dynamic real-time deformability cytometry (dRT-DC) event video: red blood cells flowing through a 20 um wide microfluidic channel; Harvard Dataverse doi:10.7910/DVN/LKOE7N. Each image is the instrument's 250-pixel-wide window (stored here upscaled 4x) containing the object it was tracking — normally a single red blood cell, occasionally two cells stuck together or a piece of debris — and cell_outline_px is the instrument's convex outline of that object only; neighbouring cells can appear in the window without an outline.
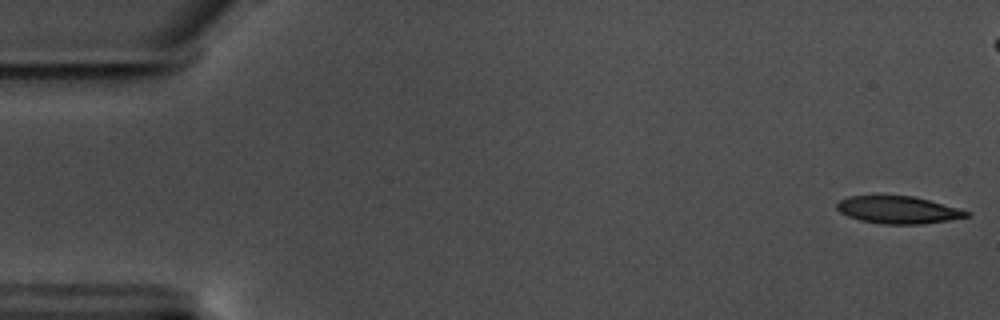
{"species": "common noctule bat (a hibernating species)", "species_latin": "Nyctalus noctula", "temperature_condition": "warm", "stored_images_in_passage": 51, "camera_frame_rate_fps": 3000, "um_per_image_px": 0.085, "animal": {"sex": "male", "body_mass_g": 17.5, "forearm_length_mm": 52.3}, "frame": {"image": 1, "passage_image": 1, "time_ms": 0.0, "image_size_px": [1000, 320], "cell_outline_px": [[972, 216], [948, 220], [920, 224], [884, 224], [860, 220], [848, 216], [840, 212], [836, 208], [836, 204], [840, 200], [848, 196], [912, 196], [960, 208], [972, 212]], "centroid_in_image_um": [76.37, 17.84], "position_along_channel_um": 8.6, "area_um2": 20.63}}
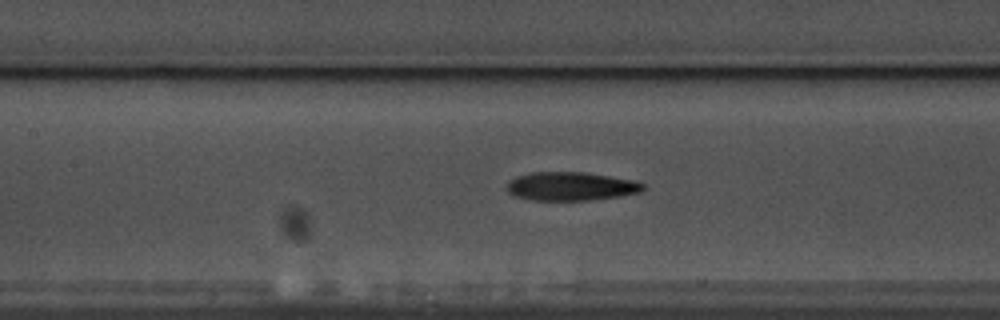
{"frame": {"image": 2, "passage_image": 26, "time_ms": 8.333, "image_size_px": [1000, 320], "cell_outline_px": [[644, 188], [640, 192], [620, 196], [588, 200], [528, 200], [512, 196], [508, 192], [508, 184], [516, 176], [532, 172], [584, 172], [632, 180], [644, 184]], "centroid_in_image_um": [48.49, 15.84], "position_along_channel_um": 158.9, "area_um2": 22.54}}
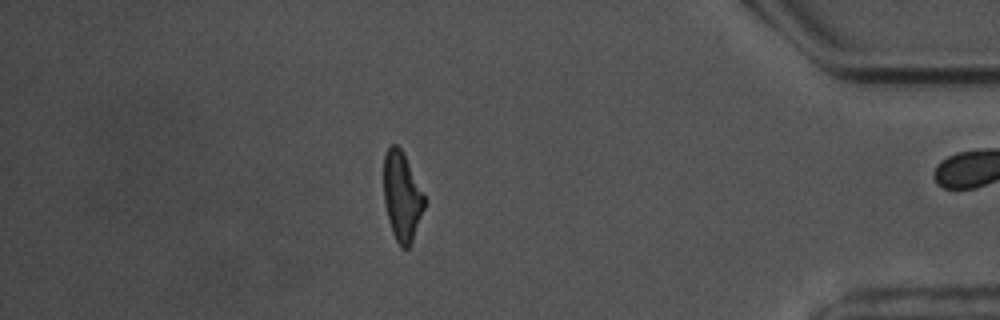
{"frame": {"image": 3, "passage_image": 50, "time_ms": 16.333, "image_size_px": [1000, 320], "cell_outline_px": [[424, 208], [412, 240], [408, 248], [400, 248], [392, 232], [388, 220], [384, 200], [384, 156], [388, 148], [392, 144], [396, 144], [400, 148], [424, 196]], "centroid_in_image_um": [34.13, 16.73], "position_along_channel_um": 401.1, "area_um2": 20.46}, "authors_computed_cell_mechanics": {"area_um2": 22.3108, "velocity_mm_per_s": 3.5367, "shape_relaxation_time_tau1_ms": 5.6433, "shape_relaxation_time_tau2_ms": 7.077, "deformation_change_tau1": 0.17, "deformation_change_tau2": 0.1981}}